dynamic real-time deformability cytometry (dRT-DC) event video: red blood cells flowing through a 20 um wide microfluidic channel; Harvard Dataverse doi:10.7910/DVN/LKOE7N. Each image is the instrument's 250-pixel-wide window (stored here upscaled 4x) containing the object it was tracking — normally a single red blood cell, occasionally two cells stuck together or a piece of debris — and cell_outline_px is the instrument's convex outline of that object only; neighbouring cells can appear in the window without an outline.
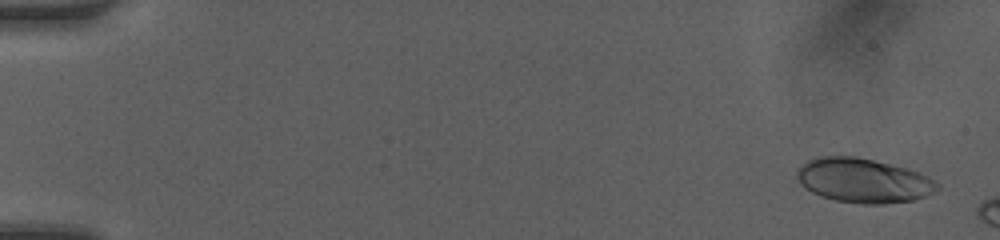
{"species": "human", "species_latin": "Homo sapiens", "temperature_condition": "room temperature", "stored_images_in_passage": 8, "camera_frame_rate_fps": 3000, "um_per_image_px": 0.085, "donor": {"sex": "female"}, "frame": {"image": 1, "passage_image": 1, "time_ms": 0.0, "image_size_px": [1000, 240], "cell_outline_px": [[940, 188], [924, 196], [912, 200], [884, 204], [864, 204], [836, 200], [820, 196], [812, 192], [800, 184], [796, 176], [796, 172], [808, 160], [816, 156], [856, 156], [908, 168], [920, 172], [928, 176], [940, 184]], "centroid_in_image_um": [73.39, 15.34], "position_along_channel_um": 11.6, "area_um2": 36.3}}
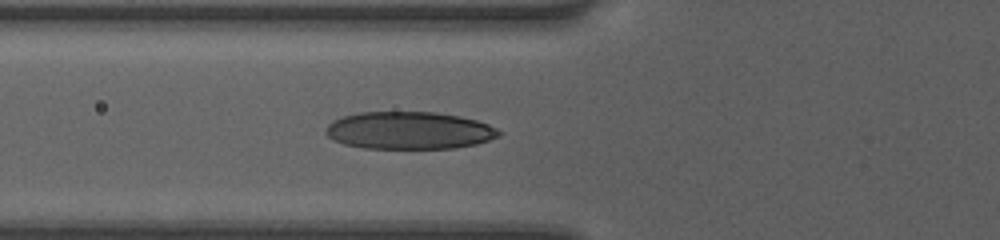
{"frame": {"image": 2, "passage_image": 8, "time_ms": 2.333, "image_size_px": [1000, 240], "cell_outline_px": [[504, 132], [500, 136], [476, 144], [456, 148], [364, 148], [344, 144], [332, 140], [324, 132], [324, 128], [332, 120], [344, 116], [360, 112], [436, 112], [460, 116], [476, 120], [488, 124]], "centroid_in_image_um": [34.77, 11.09], "position_along_channel_um": 91.0, "area_um2": 38.03}}